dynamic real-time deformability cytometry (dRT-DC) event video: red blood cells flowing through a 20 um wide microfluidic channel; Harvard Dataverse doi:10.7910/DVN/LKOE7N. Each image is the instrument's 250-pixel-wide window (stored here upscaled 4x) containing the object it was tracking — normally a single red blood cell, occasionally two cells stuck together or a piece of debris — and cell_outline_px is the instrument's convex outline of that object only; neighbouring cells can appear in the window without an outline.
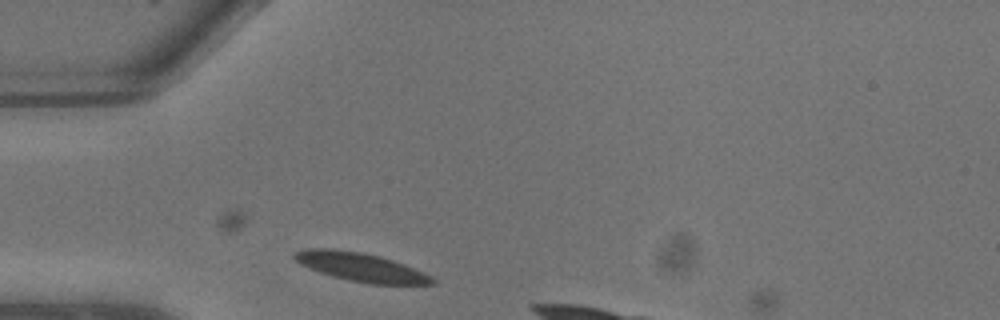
{"species": "common noctule bat (a hibernating species)", "species_latin": "Nyctalus noctula", "temperature_condition": "warm", "stored_images_in_passage": 3, "camera_frame_rate_fps": 3000, "um_per_image_px": 0.085, "animal": {"sex": "male", "body_mass_g": 13.3}, "frame": {"image": 1, "passage_image": 2, "time_ms": 0.333, "image_size_px": [1000, 320], "cell_outline_px": [[436, 284], [368, 284], [348, 280], [332, 276], [320, 272], [300, 264], [292, 256], [296, 252], [304, 248], [332, 248], [360, 252], [380, 256], [404, 264], [424, 272], [432, 276], [436, 280]], "centroid_in_image_um": [30.68, 22.7], "position_along_channel_um": 54.3, "area_um2": 23.0}}